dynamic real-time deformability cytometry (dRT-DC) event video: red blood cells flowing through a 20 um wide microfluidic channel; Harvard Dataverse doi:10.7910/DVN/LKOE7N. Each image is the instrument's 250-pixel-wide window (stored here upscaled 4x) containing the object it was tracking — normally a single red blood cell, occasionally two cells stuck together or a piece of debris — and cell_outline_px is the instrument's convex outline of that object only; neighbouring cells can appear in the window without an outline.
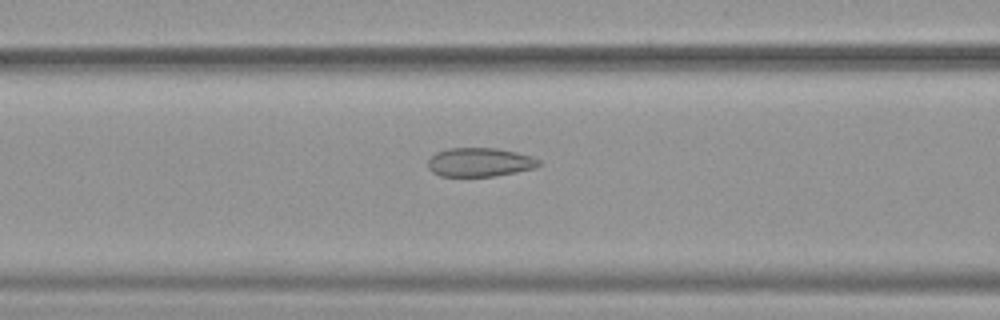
{"species": "common noctule bat (a hibernating species)", "species_latin": "Nyctalus noctula", "temperature_condition": "warm", "stored_images_in_passage": 17, "camera_frame_rate_fps": 3000, "um_per_image_px": 0.085, "animal": {"sex": "female", "body_mass_g": 19.9}, "frame": {"image": 1, "passage_image": 15, "time_ms": 4.667, "image_size_px": [1000, 320], "cell_outline_px": [[544, 164], [536, 168], [516, 172], [492, 176], [440, 176], [432, 172], [428, 168], [428, 160], [436, 152], [448, 148], [496, 148], [516, 152], [532, 156], [540, 160]], "centroid_in_image_um": [40.81, 13.79], "position_along_channel_um": 125.8, "area_um2": 18.79}}